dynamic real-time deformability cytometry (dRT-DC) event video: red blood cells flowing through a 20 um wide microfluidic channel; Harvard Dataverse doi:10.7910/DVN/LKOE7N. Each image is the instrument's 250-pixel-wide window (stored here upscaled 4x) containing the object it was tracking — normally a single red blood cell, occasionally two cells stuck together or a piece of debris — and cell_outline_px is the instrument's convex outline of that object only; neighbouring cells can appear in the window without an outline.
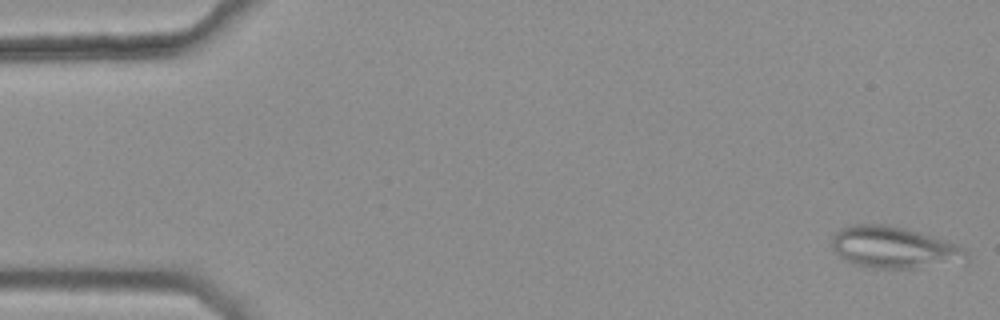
{"species": "common noctule bat (a hibernating species)", "species_latin": "Nyctalus noctula", "temperature_condition": "warm", "stored_images_in_passage": 44, "camera_frame_rate_fps": 3000, "um_per_image_px": 0.085, "animal": {"sex": "female", "body_mass_g": 25.1}, "frame": {"image": 1, "passage_image": 1, "time_ms": 0.0, "image_size_px": [1000, 320], "cell_outline_px": [[968, 260], [912, 268], [872, 268], [852, 264], [844, 260], [832, 248], [832, 236], [836, 232], [852, 224], [888, 224], [904, 228], [932, 236], [968, 248]], "centroid_in_image_um": [75.97, 21.03], "position_along_channel_um": 9.0, "area_um2": 32.48}}
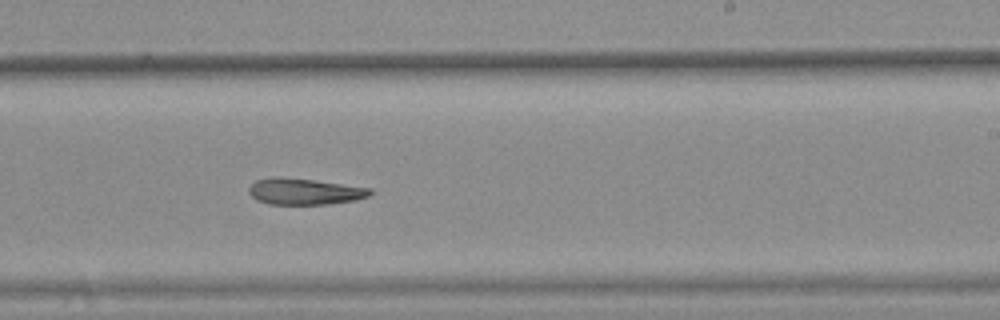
{"frame": {"image": 2, "passage_image": 32, "time_ms": 10.333, "image_size_px": [1000, 320], "cell_outline_px": [[372, 192], [368, 196], [356, 200], [328, 204], [268, 204], [256, 200], [248, 192], [248, 188], [256, 180], [276, 176], [312, 180], [372, 188]], "centroid_in_image_um": [25.86, 16.28], "position_along_channel_um": 263.1, "area_um2": 18.5}}
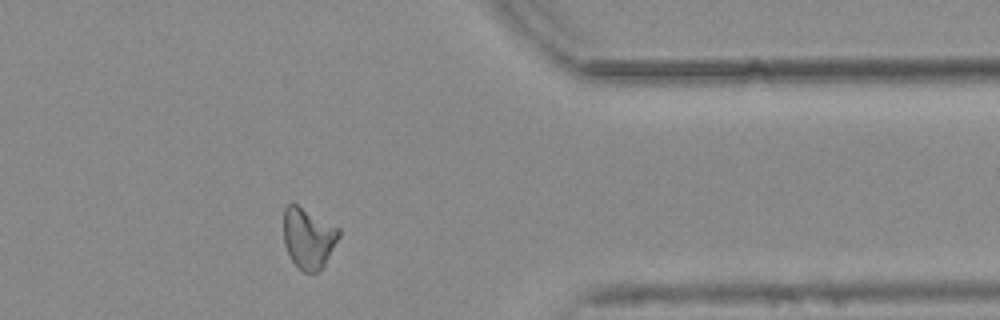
{"frame": {"image": 3, "passage_image": 43, "time_ms": 14.0, "image_size_px": [1000, 320], "cell_outline_px": [[340, 236], [324, 264], [316, 272], [304, 272], [292, 260], [284, 244], [284, 208], [288, 204], [296, 204], [340, 228]], "centroid_in_image_um": [26.21, 20.21], "position_along_channel_um": 385.2, "area_um2": 19.19}}